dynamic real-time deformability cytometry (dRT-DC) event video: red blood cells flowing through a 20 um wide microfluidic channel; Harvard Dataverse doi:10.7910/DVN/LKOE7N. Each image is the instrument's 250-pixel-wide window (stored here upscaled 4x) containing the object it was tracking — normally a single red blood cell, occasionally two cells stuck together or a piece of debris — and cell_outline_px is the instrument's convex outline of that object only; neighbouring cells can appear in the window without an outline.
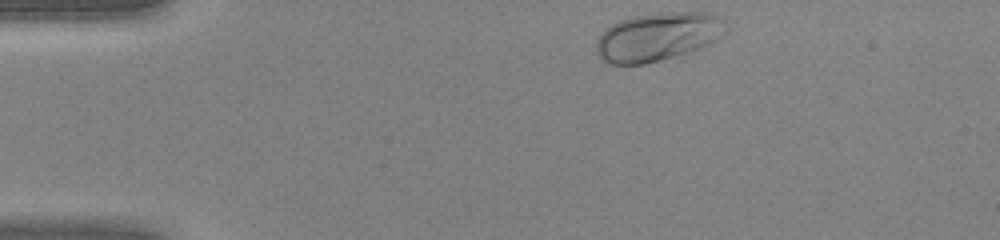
{"species": "human", "species_latin": "Homo sapiens", "temperature_condition": "warm", "stored_images_in_passage": 32, "camera_frame_rate_fps": 3000, "um_per_image_px": 0.085, "donor": {"sex": "female"}, "frame": {"image": 1, "passage_image": 1, "time_ms": 0.0, "image_size_px": [1000, 240], "cell_outline_px": [[728, 32], [708, 44], [700, 48], [688, 52], [644, 64], [608, 64], [596, 52], [596, 40], [612, 24], [620, 20], [632, 16], [656, 12], [708, 12], [720, 16], [728, 28]], "centroid_in_image_um": [55.94, 3.1], "position_along_channel_um": 29.1, "area_um2": 36.65}}
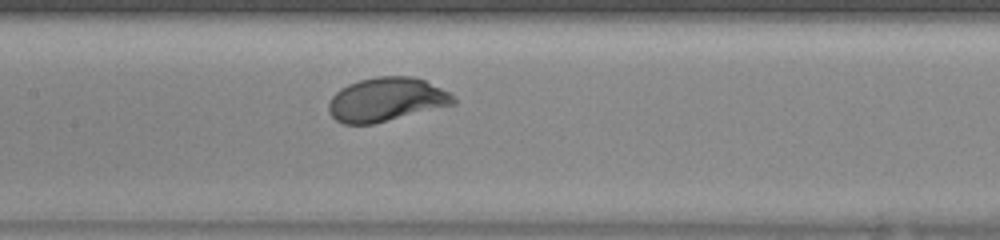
{"frame": {"image": 2, "passage_image": 15, "time_ms": 4.667, "image_size_px": [1000, 240], "cell_outline_px": [[456, 104], [372, 124], [344, 124], [336, 120], [328, 112], [328, 104], [332, 96], [340, 88], [348, 84], [360, 80], [376, 76], [412, 76], [424, 80], [448, 92], [456, 100]], "centroid_in_image_um": [32.81, 8.46], "position_along_channel_um": 174.6, "area_um2": 31.73}}
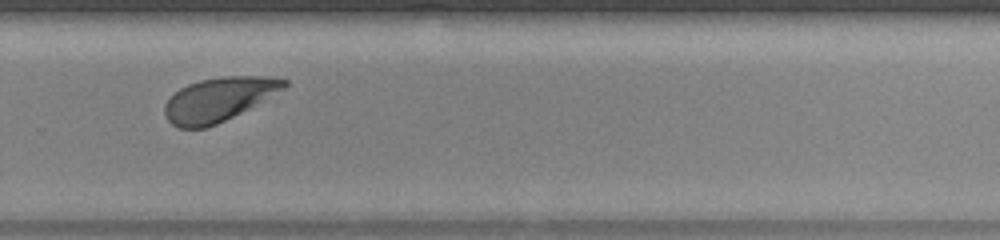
{"frame": {"image": 3, "passage_image": 24, "time_ms": 7.667, "image_size_px": [1000, 240], "cell_outline_px": [[288, 84], [284, 88], [248, 108], [216, 124], [204, 128], [180, 128], [172, 124], [168, 120], [164, 112], [164, 104], [180, 88], [188, 84], [200, 80], [224, 76], [276, 76], [288, 80]], "centroid_in_image_um": [18.58, 8.43], "position_along_channel_um": 311.2, "area_um2": 30.06}}